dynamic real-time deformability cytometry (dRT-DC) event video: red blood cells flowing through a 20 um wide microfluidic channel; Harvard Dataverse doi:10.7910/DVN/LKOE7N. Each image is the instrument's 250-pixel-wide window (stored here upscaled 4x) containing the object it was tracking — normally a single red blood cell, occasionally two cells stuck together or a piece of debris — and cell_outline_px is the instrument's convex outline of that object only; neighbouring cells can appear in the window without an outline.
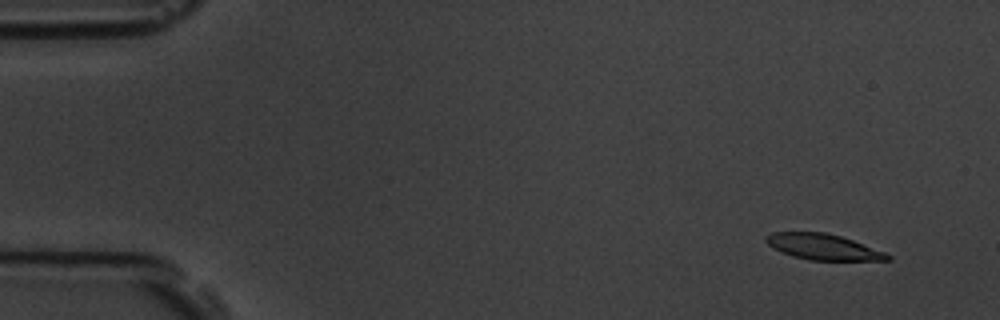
{"species": "common noctule bat (a hibernating species)", "species_latin": "Nyctalus noctula", "temperature_condition": "room temperature", "stored_images_in_passage": 5, "camera_frame_rate_fps": 3000, "um_per_image_px": 0.085, "animal": {"sex": "male", "body_mass_g": 19.5, "forearm_length_mm": 54.6}, "frame": {"image": 1, "passage_image": 1, "time_ms": 0.0, "image_size_px": [1000, 320], "cell_outline_px": [[892, 260], [808, 260], [792, 256], [780, 252], [772, 248], [764, 240], [764, 236], [772, 232], [824, 232], [840, 236], [852, 240], [884, 252], [892, 256]], "centroid_in_image_um": [69.9, 20.98], "position_along_channel_um": 15.1, "area_um2": 18.26}}
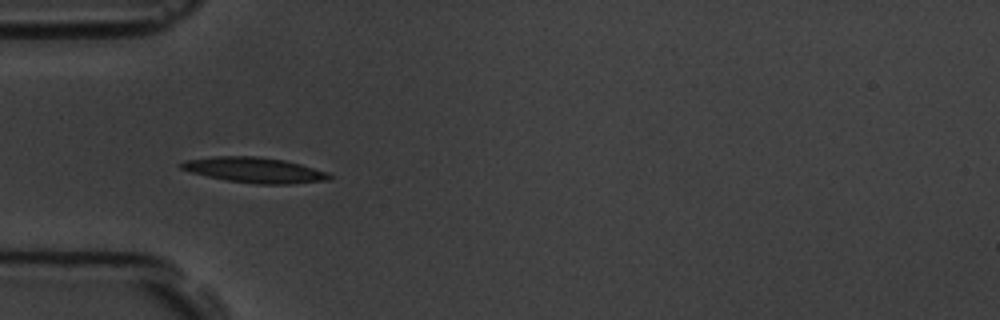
{"frame": {"image": 2, "passage_image": 4, "time_ms": 4.333, "image_size_px": [1000, 320], "cell_outline_px": [[332, 176], [328, 180], [292, 184], [256, 184], [228, 180], [208, 176], [192, 172], [180, 168], [176, 164], [184, 160], [216, 156], [256, 156], [284, 160], [300, 164], [328, 172]], "centroid_in_image_um": [21.62, 14.45], "position_along_channel_um": 63.4, "area_um2": 21.85}}
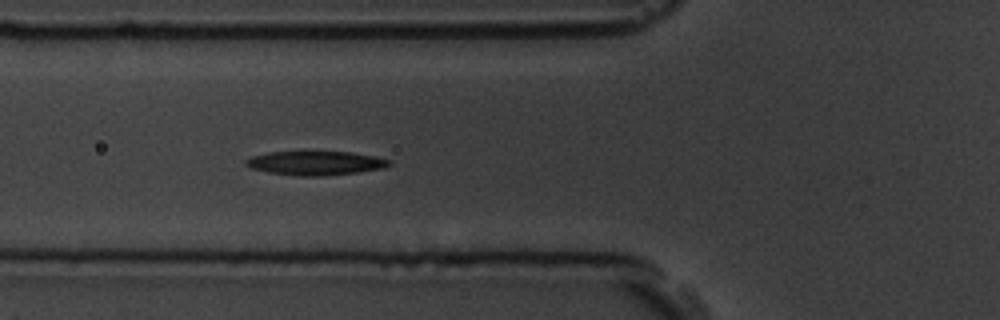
{"frame": {"image": 3, "passage_image": 5, "time_ms": 5.333, "image_size_px": [1000, 320], "cell_outline_px": [[392, 164], [384, 168], [360, 172], [320, 176], [300, 176], [268, 172], [252, 168], [244, 164], [244, 160], [252, 156], [268, 152], [304, 148], [308, 148], [352, 152], [376, 156], [392, 160]], "centroid_in_image_um": [26.82, 13.8], "position_along_channel_um": 99.0, "area_um2": 21.39}}